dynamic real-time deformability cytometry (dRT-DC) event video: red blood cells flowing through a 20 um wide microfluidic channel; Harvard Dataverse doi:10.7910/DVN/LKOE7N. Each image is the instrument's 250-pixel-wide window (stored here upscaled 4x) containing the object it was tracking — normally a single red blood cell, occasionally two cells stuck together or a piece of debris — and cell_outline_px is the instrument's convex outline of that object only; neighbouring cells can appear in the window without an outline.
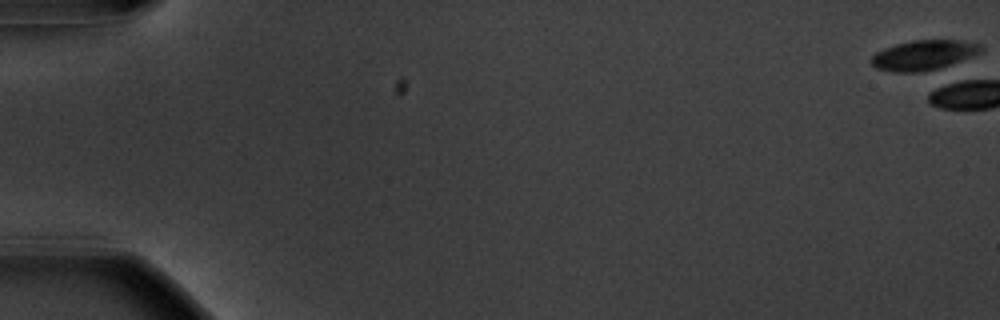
{"species": "common noctule bat (a hibernating species)", "species_latin": "Nyctalus noctula", "temperature_condition": "warm", "stored_images_in_passage": 4, "camera_frame_rate_fps": 3000, "um_per_image_px": 0.085, "animal": {"sex": "male", "body_mass_g": 20.1, "forearm_length_mm": 53.5}, "frame": {"image": 1, "passage_image": 1, "time_ms": 0.0, "image_size_px": [1000, 320], "cell_outline_px": [[984, 48], [980, 52], [940, 68], [924, 72], [892, 72], [876, 68], [872, 64], [872, 56], [876, 52], [884, 48], [896, 44], [912, 40], [956, 40], [980, 44]], "centroid_in_image_um": [78.47, 4.69], "position_along_channel_um": 6.5, "area_um2": 18.9}}